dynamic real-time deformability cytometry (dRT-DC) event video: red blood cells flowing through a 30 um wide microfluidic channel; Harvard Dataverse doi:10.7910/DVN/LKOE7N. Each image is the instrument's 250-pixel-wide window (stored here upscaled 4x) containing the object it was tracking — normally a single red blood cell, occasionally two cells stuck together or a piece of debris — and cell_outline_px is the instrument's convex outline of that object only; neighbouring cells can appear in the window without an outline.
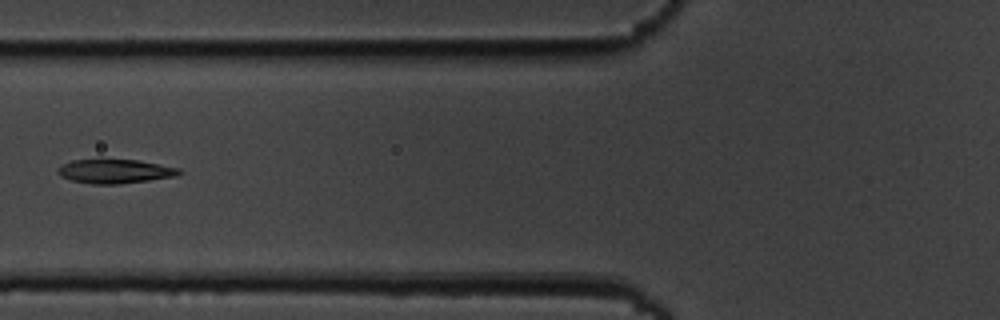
{"species": "common noctule bat (a hibernating species)", "species_latin": "Nyctalus noctula", "temperature_condition": "cold", "stored_images_in_passage": 15, "camera_frame_rate_fps": 3000, "um_per_image_px": 0.085, "animal": {"sex": "male", "body_mass_g": 19.5, "forearm_length_mm": 54.6}, "frame": {"image": 1, "passage_image": 6, "time_ms": 6.667, "image_size_px": [1000, 320], "cell_outline_px": [[184, 172], [176, 176], [120, 184], [92, 184], [72, 180], [60, 176], [56, 172], [56, 168], [72, 160], [100, 156], [136, 160], [180, 168]], "centroid_in_image_um": [9.72, 14.51], "position_along_channel_um": 116.1, "area_um2": 17.8}}
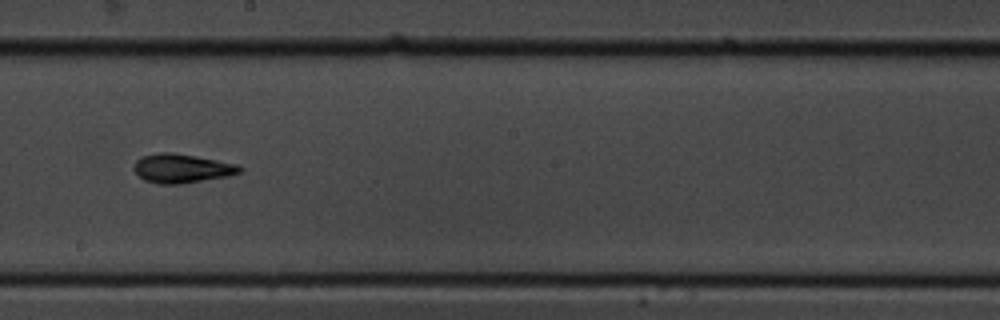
{"frame": {"image": 2, "passage_image": 9, "time_ms": 10.0, "image_size_px": [1000, 320], "cell_outline_px": [[244, 168], [240, 172], [228, 176], [180, 184], [160, 184], [144, 180], [132, 168], [136, 160], [140, 156], [160, 152], [172, 152], [196, 156], [236, 164]], "centroid_in_image_um": [15.42, 14.3], "position_along_channel_um": 232.8, "area_um2": 17.86}}
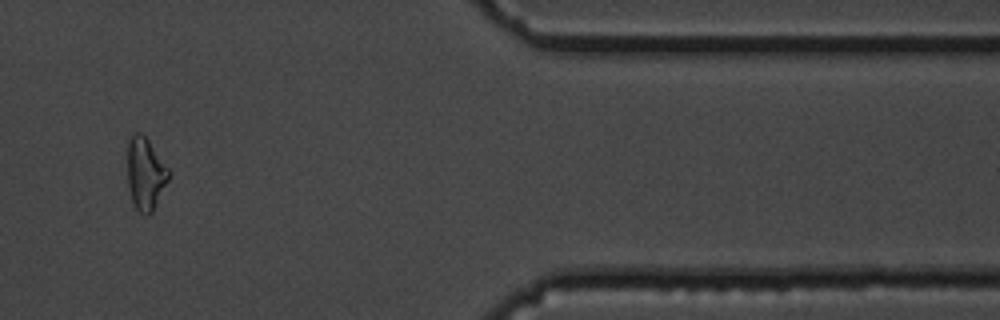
{"frame": {"image": 3, "passage_image": 13, "time_ms": 15.667, "image_size_px": [1000, 320], "cell_outline_px": [[172, 172], [152, 212], [148, 216], [144, 216], [136, 208], [132, 200], [128, 188], [128, 136], [132, 132], [140, 132], [148, 140]], "centroid_in_image_um": [12.36, 14.75], "position_along_channel_um": 399.0, "area_um2": 17.51}, "authors_computed_cell_mechanics": {"area_um2": 17.7446, "velocity_mm_per_s": 3.5105, "shape_relaxation_time_tau1_ms": 3.8985, "shape_relaxation_time_tau2_ms": 10.0111, "deformation_change_tau1": 0.1047, "deformation_change_tau2": 0.1765}}